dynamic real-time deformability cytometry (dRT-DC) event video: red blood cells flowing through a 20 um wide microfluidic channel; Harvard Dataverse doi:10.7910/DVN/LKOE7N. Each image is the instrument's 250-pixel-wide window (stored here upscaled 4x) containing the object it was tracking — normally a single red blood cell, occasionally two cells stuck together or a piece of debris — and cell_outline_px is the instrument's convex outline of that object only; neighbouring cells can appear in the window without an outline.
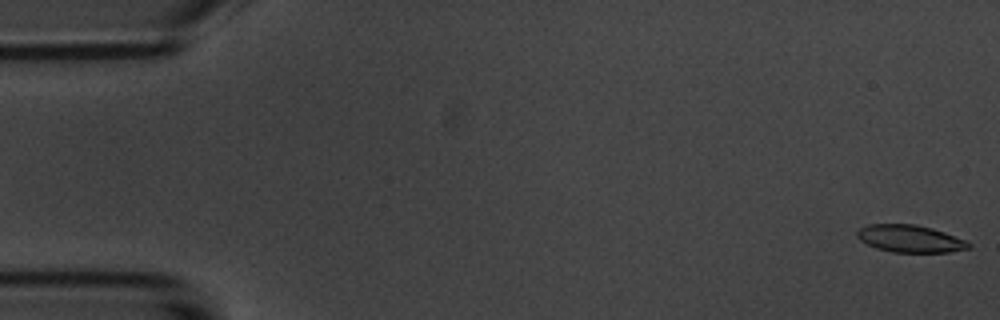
{"species": "common noctule bat (a hibernating species)", "species_latin": "Nyctalus noctula", "temperature_condition": "room temperature", "stored_images_in_passage": 6, "camera_frame_rate_fps": 3000, "um_per_image_px": 0.085, "animal": {"sex": "male", "body_mass_g": 20.1, "forearm_length_mm": 53.5}, "frame": {"image": 1, "passage_image": 1, "time_ms": 0.0, "image_size_px": [1000, 320], "cell_outline_px": [[972, 248], [948, 252], [892, 252], [876, 248], [860, 240], [856, 236], [856, 232], [860, 228], [868, 224], [916, 224], [932, 228], [944, 232], [964, 240], [972, 244]], "centroid_in_image_um": [77.35, 20.29], "position_along_channel_um": 7.7, "area_um2": 17.74}}